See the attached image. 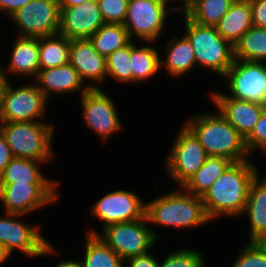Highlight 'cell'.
<instances>
[{
  "instance_id": "8d00e7d4",
  "label": "cell",
  "mask_w": 266,
  "mask_h": 267,
  "mask_svg": "<svg viewBox=\"0 0 266 267\" xmlns=\"http://www.w3.org/2000/svg\"><path fill=\"white\" fill-rule=\"evenodd\" d=\"M252 7L253 26L266 28V0H249Z\"/></svg>"
},
{
  "instance_id": "7c38bea8",
  "label": "cell",
  "mask_w": 266,
  "mask_h": 267,
  "mask_svg": "<svg viewBox=\"0 0 266 267\" xmlns=\"http://www.w3.org/2000/svg\"><path fill=\"white\" fill-rule=\"evenodd\" d=\"M222 78L229 91L226 96L266 106V62L234 59Z\"/></svg>"
},
{
  "instance_id": "836d02e7",
  "label": "cell",
  "mask_w": 266,
  "mask_h": 267,
  "mask_svg": "<svg viewBox=\"0 0 266 267\" xmlns=\"http://www.w3.org/2000/svg\"><path fill=\"white\" fill-rule=\"evenodd\" d=\"M204 256L194 249H179L170 252L159 267H206Z\"/></svg>"
},
{
  "instance_id": "5bb4252c",
  "label": "cell",
  "mask_w": 266,
  "mask_h": 267,
  "mask_svg": "<svg viewBox=\"0 0 266 267\" xmlns=\"http://www.w3.org/2000/svg\"><path fill=\"white\" fill-rule=\"evenodd\" d=\"M79 98L85 126L95 135L97 134L101 141L106 143L111 135L121 131L122 123L117 113L116 103L102 88H89Z\"/></svg>"
},
{
  "instance_id": "f6af8a7d",
  "label": "cell",
  "mask_w": 266,
  "mask_h": 267,
  "mask_svg": "<svg viewBox=\"0 0 266 267\" xmlns=\"http://www.w3.org/2000/svg\"><path fill=\"white\" fill-rule=\"evenodd\" d=\"M3 79L0 77V100H1V88H2Z\"/></svg>"
},
{
  "instance_id": "8992f818",
  "label": "cell",
  "mask_w": 266,
  "mask_h": 267,
  "mask_svg": "<svg viewBox=\"0 0 266 267\" xmlns=\"http://www.w3.org/2000/svg\"><path fill=\"white\" fill-rule=\"evenodd\" d=\"M88 229L86 233L96 234L124 261L151 252L159 238L158 233L148 227L146 217L133 222L110 224L101 229L102 233L94 228Z\"/></svg>"
},
{
  "instance_id": "74e56055",
  "label": "cell",
  "mask_w": 266,
  "mask_h": 267,
  "mask_svg": "<svg viewBox=\"0 0 266 267\" xmlns=\"http://www.w3.org/2000/svg\"><path fill=\"white\" fill-rule=\"evenodd\" d=\"M125 263V267H159V261L151 253L129 258Z\"/></svg>"
},
{
  "instance_id": "ab89813d",
  "label": "cell",
  "mask_w": 266,
  "mask_h": 267,
  "mask_svg": "<svg viewBox=\"0 0 266 267\" xmlns=\"http://www.w3.org/2000/svg\"><path fill=\"white\" fill-rule=\"evenodd\" d=\"M13 158L11 149L6 142L5 137L0 132V174Z\"/></svg>"
},
{
  "instance_id": "1f68e13d",
  "label": "cell",
  "mask_w": 266,
  "mask_h": 267,
  "mask_svg": "<svg viewBox=\"0 0 266 267\" xmlns=\"http://www.w3.org/2000/svg\"><path fill=\"white\" fill-rule=\"evenodd\" d=\"M130 64V43L115 50L106 57V72L108 76L119 83H133V72Z\"/></svg>"
},
{
  "instance_id": "9a60e30c",
  "label": "cell",
  "mask_w": 266,
  "mask_h": 267,
  "mask_svg": "<svg viewBox=\"0 0 266 267\" xmlns=\"http://www.w3.org/2000/svg\"><path fill=\"white\" fill-rule=\"evenodd\" d=\"M90 212L102 222V228L114 224L141 220L145 217V203L134 191L117 189L106 193L92 204Z\"/></svg>"
},
{
  "instance_id": "e0dca14e",
  "label": "cell",
  "mask_w": 266,
  "mask_h": 267,
  "mask_svg": "<svg viewBox=\"0 0 266 267\" xmlns=\"http://www.w3.org/2000/svg\"><path fill=\"white\" fill-rule=\"evenodd\" d=\"M69 63L76 69L82 82L90 89L101 88L98 83L106 81V57L94 49L89 39L71 40ZM87 80L90 83L86 82Z\"/></svg>"
},
{
  "instance_id": "277c9868",
  "label": "cell",
  "mask_w": 266,
  "mask_h": 267,
  "mask_svg": "<svg viewBox=\"0 0 266 267\" xmlns=\"http://www.w3.org/2000/svg\"><path fill=\"white\" fill-rule=\"evenodd\" d=\"M54 128L46 121L0 122V132L13 157L48 163L55 155L52 146Z\"/></svg>"
},
{
  "instance_id": "7a4b0ae2",
  "label": "cell",
  "mask_w": 266,
  "mask_h": 267,
  "mask_svg": "<svg viewBox=\"0 0 266 267\" xmlns=\"http://www.w3.org/2000/svg\"><path fill=\"white\" fill-rule=\"evenodd\" d=\"M215 111L193 115L184 124L194 133L208 156L224 157L233 163L249 160L245 139L217 109Z\"/></svg>"
},
{
  "instance_id": "7bdbcfd3",
  "label": "cell",
  "mask_w": 266,
  "mask_h": 267,
  "mask_svg": "<svg viewBox=\"0 0 266 267\" xmlns=\"http://www.w3.org/2000/svg\"><path fill=\"white\" fill-rule=\"evenodd\" d=\"M11 254L7 251L6 247L0 242V265L4 264Z\"/></svg>"
},
{
  "instance_id": "7402d4cb",
  "label": "cell",
  "mask_w": 266,
  "mask_h": 267,
  "mask_svg": "<svg viewBox=\"0 0 266 267\" xmlns=\"http://www.w3.org/2000/svg\"><path fill=\"white\" fill-rule=\"evenodd\" d=\"M166 56L160 58V71L166 69L171 77H181L197 65L195 53L189 39L183 34L172 37L166 44Z\"/></svg>"
},
{
  "instance_id": "e575fe53",
  "label": "cell",
  "mask_w": 266,
  "mask_h": 267,
  "mask_svg": "<svg viewBox=\"0 0 266 267\" xmlns=\"http://www.w3.org/2000/svg\"><path fill=\"white\" fill-rule=\"evenodd\" d=\"M105 23L124 24L129 0H97Z\"/></svg>"
},
{
  "instance_id": "f35d334b",
  "label": "cell",
  "mask_w": 266,
  "mask_h": 267,
  "mask_svg": "<svg viewBox=\"0 0 266 267\" xmlns=\"http://www.w3.org/2000/svg\"><path fill=\"white\" fill-rule=\"evenodd\" d=\"M32 0H0V11L7 14L8 18L20 8L31 2Z\"/></svg>"
},
{
  "instance_id": "8fae6325",
  "label": "cell",
  "mask_w": 266,
  "mask_h": 267,
  "mask_svg": "<svg viewBox=\"0 0 266 267\" xmlns=\"http://www.w3.org/2000/svg\"><path fill=\"white\" fill-rule=\"evenodd\" d=\"M60 183L0 184V203L4 212L29 215L59 198ZM58 192V193H57ZM41 208V209H40Z\"/></svg>"
},
{
  "instance_id": "484cf974",
  "label": "cell",
  "mask_w": 266,
  "mask_h": 267,
  "mask_svg": "<svg viewBox=\"0 0 266 267\" xmlns=\"http://www.w3.org/2000/svg\"><path fill=\"white\" fill-rule=\"evenodd\" d=\"M233 162L224 157L208 156L202 167L182 186L192 195L203 197L211 185Z\"/></svg>"
},
{
  "instance_id": "d6986e66",
  "label": "cell",
  "mask_w": 266,
  "mask_h": 267,
  "mask_svg": "<svg viewBox=\"0 0 266 267\" xmlns=\"http://www.w3.org/2000/svg\"><path fill=\"white\" fill-rule=\"evenodd\" d=\"M37 87L41 90L47 100L50 94H71L79 93L81 96L89 88L82 82L76 69L67 63L60 67H53L49 69H39L35 77Z\"/></svg>"
},
{
  "instance_id": "bcb514c9",
  "label": "cell",
  "mask_w": 266,
  "mask_h": 267,
  "mask_svg": "<svg viewBox=\"0 0 266 267\" xmlns=\"http://www.w3.org/2000/svg\"><path fill=\"white\" fill-rule=\"evenodd\" d=\"M262 244L266 247V239L262 242Z\"/></svg>"
},
{
  "instance_id": "44dd1931",
  "label": "cell",
  "mask_w": 266,
  "mask_h": 267,
  "mask_svg": "<svg viewBox=\"0 0 266 267\" xmlns=\"http://www.w3.org/2000/svg\"><path fill=\"white\" fill-rule=\"evenodd\" d=\"M258 174L249 187L248 199L242 216H247L249 242L262 243L266 239V175Z\"/></svg>"
},
{
  "instance_id": "ac0fdd59",
  "label": "cell",
  "mask_w": 266,
  "mask_h": 267,
  "mask_svg": "<svg viewBox=\"0 0 266 267\" xmlns=\"http://www.w3.org/2000/svg\"><path fill=\"white\" fill-rule=\"evenodd\" d=\"M212 102L220 114L246 139L253 131L266 106L228 97L223 92H211Z\"/></svg>"
},
{
  "instance_id": "5b68a950",
  "label": "cell",
  "mask_w": 266,
  "mask_h": 267,
  "mask_svg": "<svg viewBox=\"0 0 266 267\" xmlns=\"http://www.w3.org/2000/svg\"><path fill=\"white\" fill-rule=\"evenodd\" d=\"M184 35L192 44L197 65L222 78L234 61V47L217 31L216 26L193 22L185 13Z\"/></svg>"
},
{
  "instance_id": "52a82bcc",
  "label": "cell",
  "mask_w": 266,
  "mask_h": 267,
  "mask_svg": "<svg viewBox=\"0 0 266 267\" xmlns=\"http://www.w3.org/2000/svg\"><path fill=\"white\" fill-rule=\"evenodd\" d=\"M48 100L37 84L14 87L3 80L0 100V122L42 121Z\"/></svg>"
},
{
  "instance_id": "30bf717a",
  "label": "cell",
  "mask_w": 266,
  "mask_h": 267,
  "mask_svg": "<svg viewBox=\"0 0 266 267\" xmlns=\"http://www.w3.org/2000/svg\"><path fill=\"white\" fill-rule=\"evenodd\" d=\"M183 125L165 159L166 171L179 187L202 167L208 157L194 133Z\"/></svg>"
},
{
  "instance_id": "ba28073f",
  "label": "cell",
  "mask_w": 266,
  "mask_h": 267,
  "mask_svg": "<svg viewBox=\"0 0 266 267\" xmlns=\"http://www.w3.org/2000/svg\"><path fill=\"white\" fill-rule=\"evenodd\" d=\"M177 11L166 0H129L124 27L130 39L158 42L166 26L169 13Z\"/></svg>"
},
{
  "instance_id": "6da1fadb",
  "label": "cell",
  "mask_w": 266,
  "mask_h": 267,
  "mask_svg": "<svg viewBox=\"0 0 266 267\" xmlns=\"http://www.w3.org/2000/svg\"><path fill=\"white\" fill-rule=\"evenodd\" d=\"M258 174V167L250 160L232 163L202 197L209 220L212 222L225 215L240 217L246 206L251 182Z\"/></svg>"
},
{
  "instance_id": "d4e9b609",
  "label": "cell",
  "mask_w": 266,
  "mask_h": 267,
  "mask_svg": "<svg viewBox=\"0 0 266 267\" xmlns=\"http://www.w3.org/2000/svg\"><path fill=\"white\" fill-rule=\"evenodd\" d=\"M47 162H40L28 158L14 157L0 174V184L10 183H60L50 180L43 175L39 165Z\"/></svg>"
},
{
  "instance_id": "4316f807",
  "label": "cell",
  "mask_w": 266,
  "mask_h": 267,
  "mask_svg": "<svg viewBox=\"0 0 266 267\" xmlns=\"http://www.w3.org/2000/svg\"><path fill=\"white\" fill-rule=\"evenodd\" d=\"M71 40L59 33L38 37L39 68L49 69L69 63Z\"/></svg>"
},
{
  "instance_id": "d590c367",
  "label": "cell",
  "mask_w": 266,
  "mask_h": 267,
  "mask_svg": "<svg viewBox=\"0 0 266 267\" xmlns=\"http://www.w3.org/2000/svg\"><path fill=\"white\" fill-rule=\"evenodd\" d=\"M245 146L249 155L256 149L266 152V109L262 112L251 134L245 139Z\"/></svg>"
},
{
  "instance_id": "f546056e",
  "label": "cell",
  "mask_w": 266,
  "mask_h": 267,
  "mask_svg": "<svg viewBox=\"0 0 266 267\" xmlns=\"http://www.w3.org/2000/svg\"><path fill=\"white\" fill-rule=\"evenodd\" d=\"M235 0H193L183 11L193 22L216 26Z\"/></svg>"
},
{
  "instance_id": "83f0119b",
  "label": "cell",
  "mask_w": 266,
  "mask_h": 267,
  "mask_svg": "<svg viewBox=\"0 0 266 267\" xmlns=\"http://www.w3.org/2000/svg\"><path fill=\"white\" fill-rule=\"evenodd\" d=\"M86 235L85 254L80 259L82 267H125V261L101 238L96 234Z\"/></svg>"
},
{
  "instance_id": "3957f363",
  "label": "cell",
  "mask_w": 266,
  "mask_h": 267,
  "mask_svg": "<svg viewBox=\"0 0 266 267\" xmlns=\"http://www.w3.org/2000/svg\"><path fill=\"white\" fill-rule=\"evenodd\" d=\"M147 222L173 228H193L211 222L206 215L202 197L186 192L182 187L145 203Z\"/></svg>"
},
{
  "instance_id": "2e32d148",
  "label": "cell",
  "mask_w": 266,
  "mask_h": 267,
  "mask_svg": "<svg viewBox=\"0 0 266 267\" xmlns=\"http://www.w3.org/2000/svg\"><path fill=\"white\" fill-rule=\"evenodd\" d=\"M104 24L97 0L72 7H60L58 33L69 40L89 39Z\"/></svg>"
},
{
  "instance_id": "60d3db41",
  "label": "cell",
  "mask_w": 266,
  "mask_h": 267,
  "mask_svg": "<svg viewBox=\"0 0 266 267\" xmlns=\"http://www.w3.org/2000/svg\"><path fill=\"white\" fill-rule=\"evenodd\" d=\"M55 267H82L80 260L67 259L59 261Z\"/></svg>"
},
{
  "instance_id": "ee69618b",
  "label": "cell",
  "mask_w": 266,
  "mask_h": 267,
  "mask_svg": "<svg viewBox=\"0 0 266 267\" xmlns=\"http://www.w3.org/2000/svg\"><path fill=\"white\" fill-rule=\"evenodd\" d=\"M168 3L171 1H180V6H174V8L178 11H184L193 0H166ZM182 3V4H181Z\"/></svg>"
},
{
  "instance_id": "4dcf8cb0",
  "label": "cell",
  "mask_w": 266,
  "mask_h": 267,
  "mask_svg": "<svg viewBox=\"0 0 266 267\" xmlns=\"http://www.w3.org/2000/svg\"><path fill=\"white\" fill-rule=\"evenodd\" d=\"M94 49L107 57L115 50L128 45L132 40L123 24L105 23L90 38Z\"/></svg>"
},
{
  "instance_id": "f1b7e54d",
  "label": "cell",
  "mask_w": 266,
  "mask_h": 267,
  "mask_svg": "<svg viewBox=\"0 0 266 267\" xmlns=\"http://www.w3.org/2000/svg\"><path fill=\"white\" fill-rule=\"evenodd\" d=\"M234 59L266 62V28L247 30L234 46Z\"/></svg>"
},
{
  "instance_id": "ffe728a7",
  "label": "cell",
  "mask_w": 266,
  "mask_h": 267,
  "mask_svg": "<svg viewBox=\"0 0 266 267\" xmlns=\"http://www.w3.org/2000/svg\"><path fill=\"white\" fill-rule=\"evenodd\" d=\"M11 51L6 72L0 65V77L9 81L8 75L15 74L16 76L35 79L40 69L38 37L17 36Z\"/></svg>"
},
{
  "instance_id": "b9f144b4",
  "label": "cell",
  "mask_w": 266,
  "mask_h": 267,
  "mask_svg": "<svg viewBox=\"0 0 266 267\" xmlns=\"http://www.w3.org/2000/svg\"><path fill=\"white\" fill-rule=\"evenodd\" d=\"M88 1L91 0H59V5L60 7H72L82 3H87Z\"/></svg>"
},
{
  "instance_id": "9c48e42d",
  "label": "cell",
  "mask_w": 266,
  "mask_h": 267,
  "mask_svg": "<svg viewBox=\"0 0 266 267\" xmlns=\"http://www.w3.org/2000/svg\"><path fill=\"white\" fill-rule=\"evenodd\" d=\"M24 215L4 212L0 216V242L12 255L14 250L32 257L49 256L58 253L52 243L41 234L40 225L26 224L19 218Z\"/></svg>"
},
{
  "instance_id": "cb8c5ba5",
  "label": "cell",
  "mask_w": 266,
  "mask_h": 267,
  "mask_svg": "<svg viewBox=\"0 0 266 267\" xmlns=\"http://www.w3.org/2000/svg\"><path fill=\"white\" fill-rule=\"evenodd\" d=\"M147 44V45H146ZM145 46L137 47L130 42V64L133 72V83H143L153 78L160 71V52L154 42H146Z\"/></svg>"
},
{
  "instance_id": "603a6c76",
  "label": "cell",
  "mask_w": 266,
  "mask_h": 267,
  "mask_svg": "<svg viewBox=\"0 0 266 267\" xmlns=\"http://www.w3.org/2000/svg\"><path fill=\"white\" fill-rule=\"evenodd\" d=\"M253 26L249 0H235L216 25L218 33L233 47L242 35Z\"/></svg>"
},
{
  "instance_id": "d6a6232c",
  "label": "cell",
  "mask_w": 266,
  "mask_h": 267,
  "mask_svg": "<svg viewBox=\"0 0 266 267\" xmlns=\"http://www.w3.org/2000/svg\"><path fill=\"white\" fill-rule=\"evenodd\" d=\"M231 267H266V247L260 242L242 246Z\"/></svg>"
},
{
  "instance_id": "4fadbf2b",
  "label": "cell",
  "mask_w": 266,
  "mask_h": 267,
  "mask_svg": "<svg viewBox=\"0 0 266 267\" xmlns=\"http://www.w3.org/2000/svg\"><path fill=\"white\" fill-rule=\"evenodd\" d=\"M8 19L17 36L43 37L57 34L60 26L59 0H32Z\"/></svg>"
}]
</instances>
